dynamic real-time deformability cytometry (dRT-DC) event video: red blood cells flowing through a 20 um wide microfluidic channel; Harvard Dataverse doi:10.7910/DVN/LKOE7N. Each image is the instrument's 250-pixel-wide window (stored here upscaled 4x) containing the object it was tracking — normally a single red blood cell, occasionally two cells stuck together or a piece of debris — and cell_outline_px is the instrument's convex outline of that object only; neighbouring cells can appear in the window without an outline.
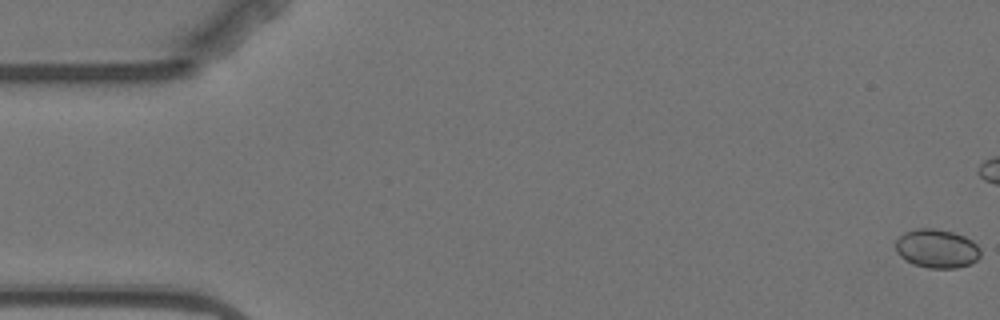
{"species": "Egyptian fruit bat (a non-hibernating species)", "species_latin": "Rousettus aegyptiacus", "temperature_condition": "warm", "stored_images_in_passage": 17, "camera_frame_rate_fps": 3000, "um_per_image_px": 0.085, "animal": {"sex": "female"}, "frame": {"image": 1, "passage_image": 1, "time_ms": 0.0, "image_size_px": [1000, 320], "cell_outline_px": [[980, 256], [972, 264], [956, 268], [928, 268], [912, 264], [900, 256], [896, 252], [896, 240], [904, 232], [916, 228], [932, 228], [952, 232], [964, 236], [972, 240], [980, 248]], "centroid_in_image_um": [79.63, 21.13], "position_along_channel_um": 5.4, "area_um2": 19.31}}
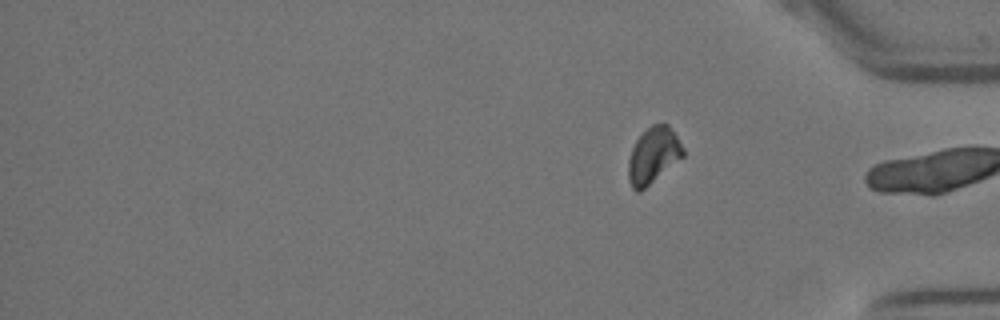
{"frame": {"image": 2, "passage_image": 17, "time_ms": 21.0, "image_size_px": [1000, 320], "cell_outline_px": [[684, 156], [640, 192], [636, 192], [632, 188], [628, 180], [628, 160], [632, 148], [636, 140], [652, 124], [668, 124], [684, 148]], "centroid_in_image_um": [55.51, 13.23], "position_along_channel_um": 379.7, "area_um2": 17.74}}